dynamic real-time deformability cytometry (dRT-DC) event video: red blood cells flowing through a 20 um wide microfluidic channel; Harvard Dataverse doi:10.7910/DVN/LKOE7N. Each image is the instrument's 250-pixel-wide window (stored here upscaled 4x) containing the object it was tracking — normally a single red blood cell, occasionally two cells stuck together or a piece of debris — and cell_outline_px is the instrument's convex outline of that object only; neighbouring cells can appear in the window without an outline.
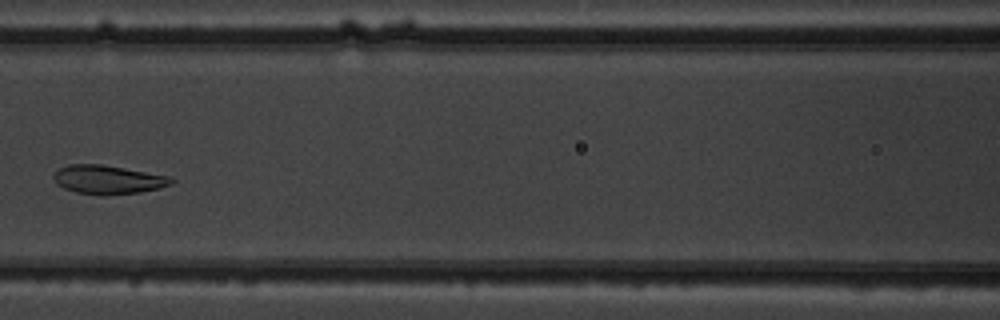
{"species": "common noctule bat (a hibernating species)", "species_latin": "Nyctalus noctula", "temperature_condition": "warm", "stored_images_in_passage": 6, "camera_frame_rate_fps": 3000, "um_per_image_px": 0.085, "animal": {"sex": "male", "body_mass_g": 19.5, "forearm_length_mm": 54.6}, "frame": {"image": 1, "passage_image": 5, "time_ms": 4.667, "image_size_px": [1000, 320], "cell_outline_px": [[176, 180], [172, 184], [160, 188], [140, 192], [104, 196], [100, 196], [76, 192], [64, 188], [56, 184], [52, 176], [60, 168], [68, 164], [100, 164], [168, 176]], "centroid_in_image_um": [9.16, 15.28], "position_along_channel_um": 157.4, "area_um2": 19.77}}
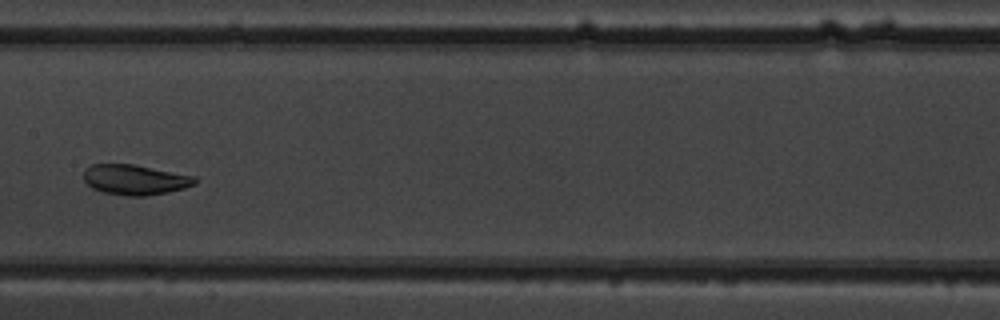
{"frame": {"image": 2, "passage_image": 6, "time_ms": 5.667, "image_size_px": [1000, 320], "cell_outline_px": [[200, 180], [196, 184], [184, 188], [168, 192], [144, 196], [124, 196], [104, 192], [92, 188], [84, 180], [84, 168], [92, 164], [132, 164], [196, 176]], "centroid_in_image_um": [11.5, 15.27], "position_along_channel_um": 195.9, "area_um2": 19.71}}